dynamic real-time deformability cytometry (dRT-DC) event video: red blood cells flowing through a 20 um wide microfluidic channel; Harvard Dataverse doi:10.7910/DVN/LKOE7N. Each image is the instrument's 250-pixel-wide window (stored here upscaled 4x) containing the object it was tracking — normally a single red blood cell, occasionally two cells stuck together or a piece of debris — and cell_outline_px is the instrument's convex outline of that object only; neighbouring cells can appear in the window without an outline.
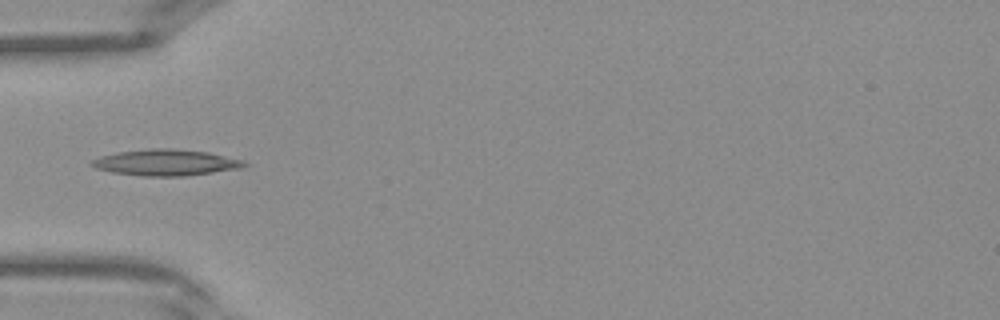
{"species": "Egyptian fruit bat (a non-hibernating species)", "species_latin": "Rousettus aegyptiacus", "temperature_condition": "warm", "stored_images_in_passage": 40, "camera_frame_rate_fps": 3000, "um_per_image_px": 0.085, "frame": {"image": 1, "passage_image": 13, "time_ms": 4.0, "image_size_px": [1000, 320], "cell_outline_px": [[252, 164], [244, 168], [184, 176], [140, 176], [112, 172], [96, 168], [88, 164], [92, 160], [100, 156], [116, 152], [152, 148], [172, 148], [208, 152], [244, 160]], "centroid_in_image_um": [14.14, 13.81], "position_along_channel_um": 70.9, "area_um2": 23.58}}
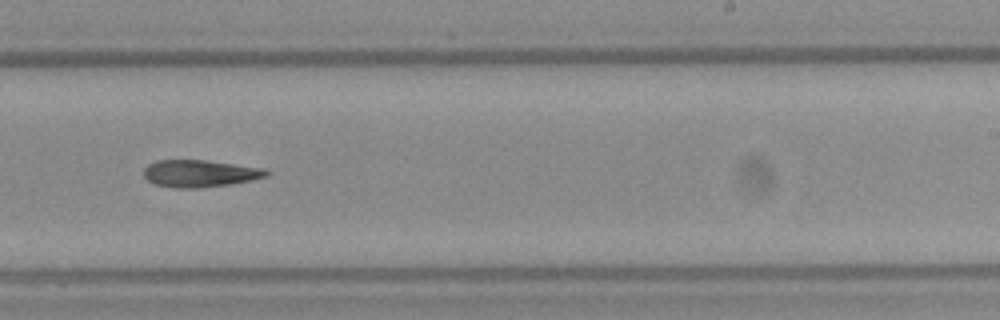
{"frame": {"image": 2, "passage_image": 25, "time_ms": 8.0, "image_size_px": [1000, 320], "cell_outline_px": [[272, 172], [268, 176], [228, 184], [200, 188], [176, 188], [156, 184], [148, 180], [144, 176], [144, 168], [148, 164], [156, 160], [204, 160], [264, 168]], "centroid_in_image_um": [16.98, 14.74], "position_along_channel_um": 272.0, "area_um2": 19.25}}
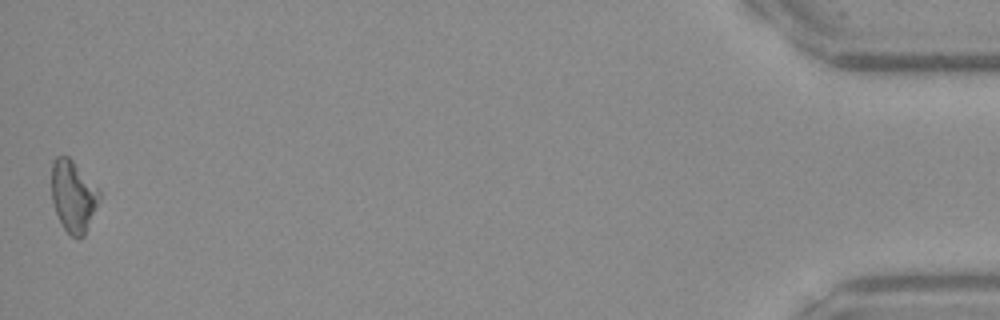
{"frame": {"image": 3, "passage_image": 40, "time_ms": 13.0, "image_size_px": [1000, 320], "cell_outline_px": [[100, 200], [84, 236], [72, 236], [64, 228], [56, 212], [52, 200], [52, 160], [56, 156], [68, 156], [72, 160], [100, 192]], "centroid_in_image_um": [6.22, 16.66], "position_along_channel_um": 429.0, "area_um2": 19.48}}